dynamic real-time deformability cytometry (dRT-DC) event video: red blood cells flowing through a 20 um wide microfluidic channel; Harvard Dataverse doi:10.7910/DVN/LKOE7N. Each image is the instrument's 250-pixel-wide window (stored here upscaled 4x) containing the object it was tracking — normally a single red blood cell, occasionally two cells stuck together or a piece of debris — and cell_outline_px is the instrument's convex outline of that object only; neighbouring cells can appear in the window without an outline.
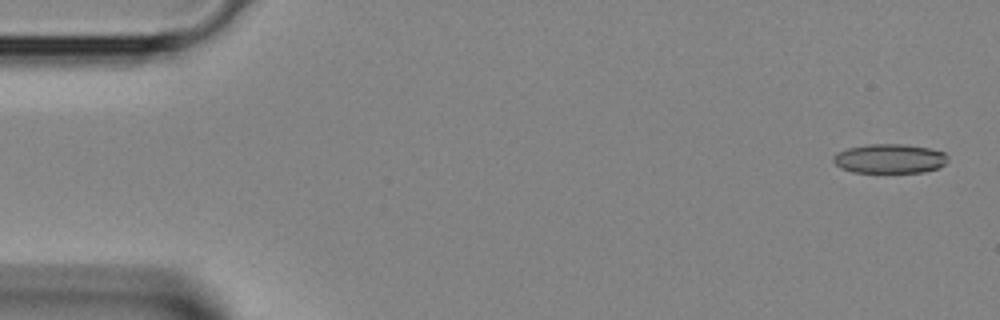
{"species": "Egyptian fruit bat (a non-hibernating species)", "species_latin": "Rousettus aegyptiacus", "temperature_condition": "room temperature", "stored_images_in_passage": 3, "camera_frame_rate_fps": 3000, "um_per_image_px": 0.085, "animal": {"sex": "female"}, "frame": {"image": 1, "passage_image": 1, "time_ms": 0.0, "image_size_px": [1000, 320], "cell_outline_px": [[948, 160], [944, 164], [936, 168], [924, 172], [852, 172], [840, 168], [832, 160], [832, 156], [836, 152], [848, 148], [868, 144], [904, 144], [928, 148], [944, 152], [948, 156]], "centroid_in_image_um": [75.58, 13.48], "position_along_channel_um": 9.4, "area_um2": 19.59}}
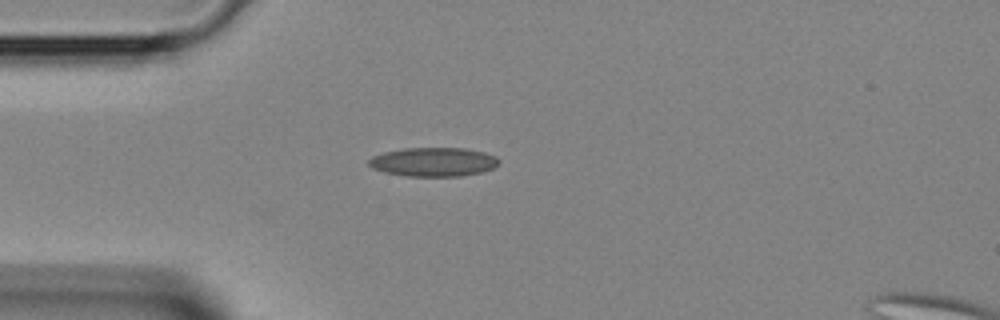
{"frame": {"image": 2, "passage_image": 3, "time_ms": 0.667, "image_size_px": [1000, 320], "cell_outline_px": [[500, 164], [484, 172], [460, 176], [408, 176], [384, 172], [372, 168], [368, 164], [368, 160], [372, 156], [384, 152], [404, 148], [464, 148], [484, 152], [496, 156], [500, 160]], "centroid_in_image_um": [36.86, 13.76], "position_along_channel_um": 48.1, "area_um2": 22.08}}